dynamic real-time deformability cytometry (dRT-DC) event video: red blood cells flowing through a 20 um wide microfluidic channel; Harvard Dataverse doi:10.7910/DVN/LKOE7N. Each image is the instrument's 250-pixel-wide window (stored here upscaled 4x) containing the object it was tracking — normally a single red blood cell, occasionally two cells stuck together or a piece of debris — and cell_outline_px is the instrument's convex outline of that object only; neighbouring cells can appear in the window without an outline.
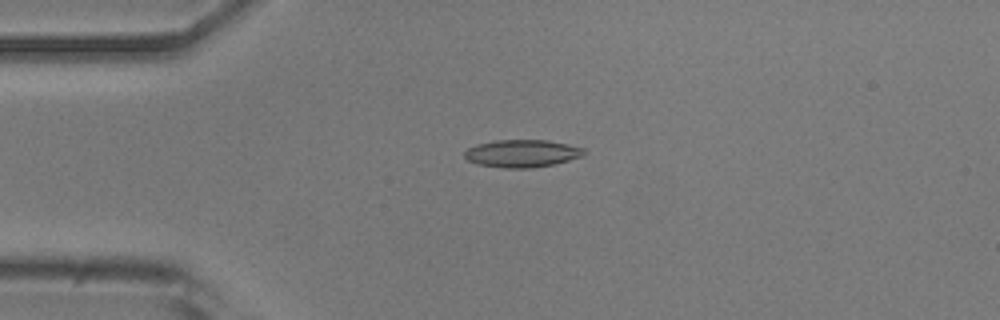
{"species": "common noctule bat (a hibernating species)", "species_latin": "Nyctalus noctula", "temperature_condition": "room temperature", "stored_images_in_passage": 52, "camera_frame_rate_fps": 3000, "um_per_image_px": 0.085, "animal": {"sex": "male", "body_mass_g": 20.5, "forearm_length_mm": 52.5}, "frame": {"image": 1, "passage_image": 12, "time_ms": 3.667, "image_size_px": [1000, 320], "cell_outline_px": [[584, 156], [552, 164], [532, 168], [504, 168], [476, 164], [468, 160], [464, 156], [464, 152], [468, 148], [476, 144], [496, 140], [544, 140], [568, 144], [584, 148]], "centroid_in_image_um": [44.34, 13.04], "position_along_channel_um": 40.7, "area_um2": 19.13}}
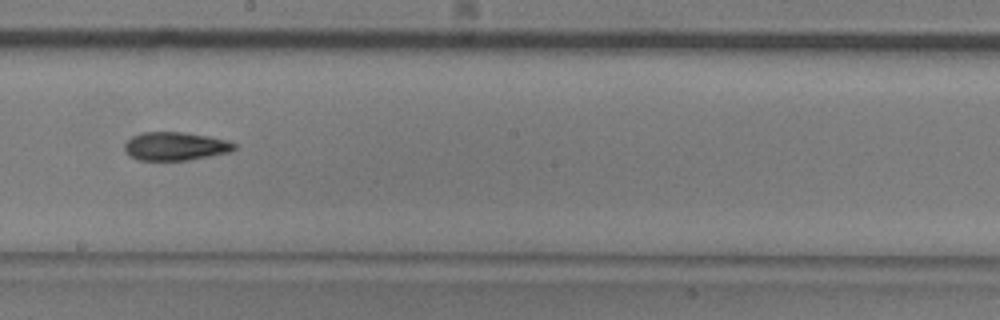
{"frame": {"image": 2, "passage_image": 29, "time_ms": 9.333, "image_size_px": [1000, 320], "cell_outline_px": [[236, 148], [228, 152], [188, 160], [140, 160], [132, 156], [124, 148], [124, 144], [132, 136], [140, 132], [184, 132], [208, 136], [228, 140], [236, 144]], "centroid_in_image_um": [14.91, 12.41], "position_along_channel_um": 233.3, "area_um2": 17.98}}
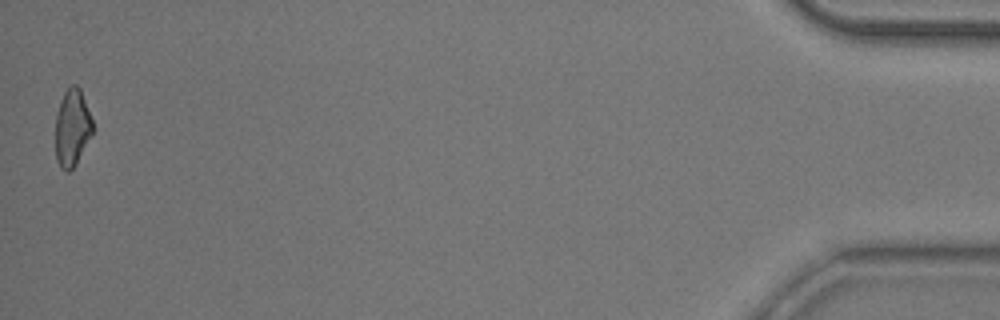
{"frame": {"image": 3, "passage_image": 52, "time_ms": 17.0, "image_size_px": [1000, 320], "cell_outline_px": [[92, 132], [76, 164], [68, 172], [60, 168], [56, 160], [56, 116], [60, 100], [64, 92], [72, 84], [76, 84], [80, 88], [92, 120]], "centroid_in_image_um": [6.11, 10.85], "position_along_channel_um": 429.1, "area_um2": 16.47}, "authors_computed_cell_mechanics": {"area_um2": 18.0047, "velocity_mm_per_s": 3.8042, "shape_relaxation_time_tau1_ms": 5.5549, "shape_relaxation_time_tau2_ms": 6.9876, "deformation_change_tau1": 0.1583, "deformation_change_tau2": 0.1685}}